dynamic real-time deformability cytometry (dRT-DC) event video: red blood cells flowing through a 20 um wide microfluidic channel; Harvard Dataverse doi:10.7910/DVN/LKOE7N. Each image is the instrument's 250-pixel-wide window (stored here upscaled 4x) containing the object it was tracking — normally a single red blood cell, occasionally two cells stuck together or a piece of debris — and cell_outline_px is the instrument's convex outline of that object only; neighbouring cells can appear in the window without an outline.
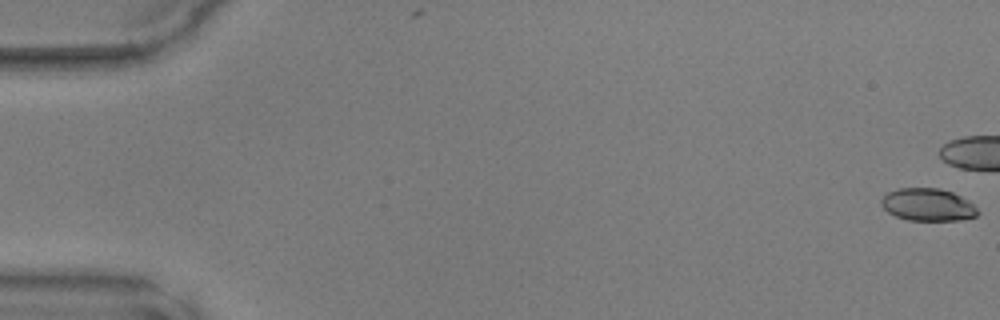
{"species": "common noctule bat (a hibernating species)", "species_latin": "Nyctalus noctula", "temperature_condition": "warm", "stored_images_in_passage": 39, "camera_frame_rate_fps": 3000, "um_per_image_px": 0.085, "animal": {"sex": "male", "body_mass_g": 17.9, "forearm_length_mm": 54.2}, "frame": {"image": 1, "passage_image": 1, "time_ms": 0.0, "image_size_px": [1000, 320], "cell_outline_px": [[980, 212], [976, 216], [960, 220], [908, 220], [896, 216], [888, 212], [880, 204], [880, 200], [888, 192], [900, 188], [940, 188], [952, 192], [968, 200]], "centroid_in_image_um": [78.86, 17.4], "position_along_channel_um": 6.1, "area_um2": 18.21}}